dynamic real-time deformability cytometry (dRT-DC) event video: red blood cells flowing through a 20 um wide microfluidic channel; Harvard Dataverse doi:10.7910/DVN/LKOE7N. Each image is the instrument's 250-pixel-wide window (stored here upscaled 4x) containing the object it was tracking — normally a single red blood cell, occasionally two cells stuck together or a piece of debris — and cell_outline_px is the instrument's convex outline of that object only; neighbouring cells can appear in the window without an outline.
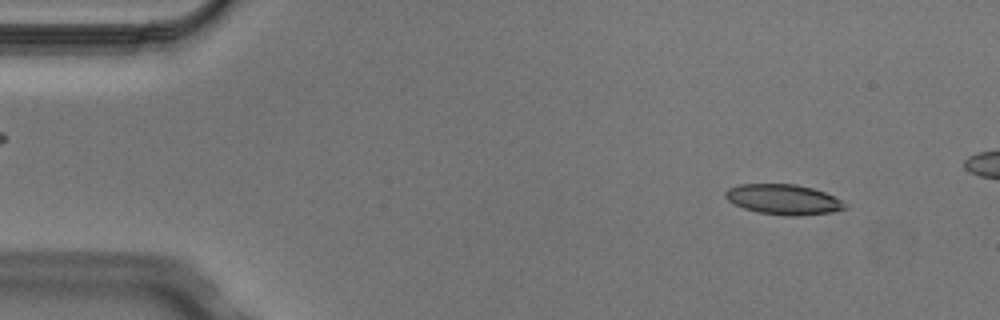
{"species": "Egyptian fruit bat (a non-hibernating species)", "species_latin": "Rousettus aegyptiacus", "temperature_condition": "cold", "stored_images_in_passage": 4, "camera_frame_rate_fps": 3000, "um_per_image_px": 0.085, "animal": {"sex": "male"}, "frame": {"image": 1, "passage_image": 1, "time_ms": 0.0, "image_size_px": [1000, 320], "cell_outline_px": [[848, 208], [832, 212], [796, 216], [788, 216], [760, 212], [744, 208], [728, 200], [724, 196], [724, 192], [728, 188], [740, 184], [796, 184], [812, 188], [836, 196]], "centroid_in_image_um": [66.6, 16.94], "position_along_channel_um": 18.4, "area_um2": 20.92}}